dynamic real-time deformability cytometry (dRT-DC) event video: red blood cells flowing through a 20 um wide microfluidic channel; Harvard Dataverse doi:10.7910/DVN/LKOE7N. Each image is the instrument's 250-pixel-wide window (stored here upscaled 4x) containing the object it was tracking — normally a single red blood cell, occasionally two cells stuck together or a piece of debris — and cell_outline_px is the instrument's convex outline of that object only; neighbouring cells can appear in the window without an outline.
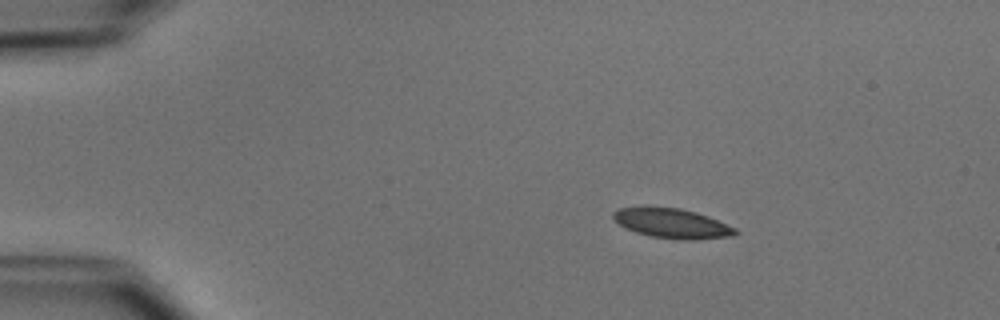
{"species": "common noctule bat (a hibernating species)", "species_latin": "Nyctalus noctula", "temperature_condition": "cold", "stored_images_in_passage": 44, "camera_frame_rate_fps": 3000, "um_per_image_px": 0.085, "animal": {"sex": "male", "body_mass_g": 15.6}, "frame": {"image": 1, "passage_image": 1, "time_ms": 0.0, "image_size_px": [1000, 320], "cell_outline_px": [[740, 232], [732, 236], [688, 240], [680, 240], [652, 236], [636, 232], [620, 224], [612, 216], [612, 212], [620, 208], [644, 204], [680, 208], [696, 212], [708, 216], [736, 228]], "centroid_in_image_um": [57.1, 18.94], "position_along_channel_um": 27.9, "area_um2": 21.5}}
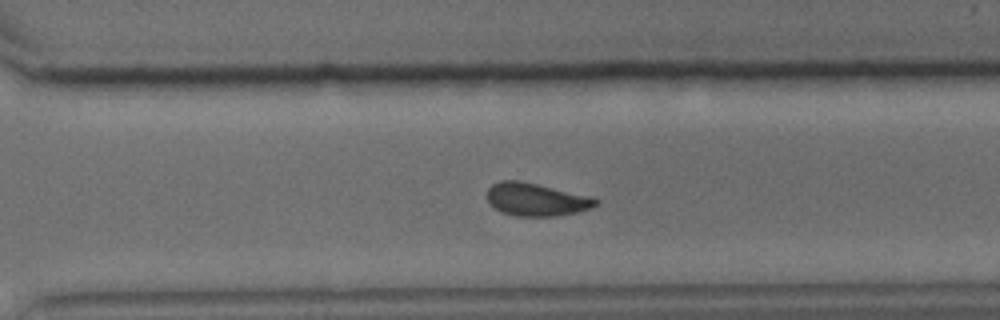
{"frame": {"image": 2, "passage_image": 29, "time_ms": 9.333, "image_size_px": [1000, 320], "cell_outline_px": [[600, 200], [596, 204], [588, 208], [576, 212], [556, 216], [516, 216], [500, 212], [488, 204], [484, 196], [488, 188], [492, 184], [500, 180], [520, 180], [592, 196]], "centroid_in_image_um": [45.5, 16.94], "position_along_channel_um": 325.1, "area_um2": 21.15}}
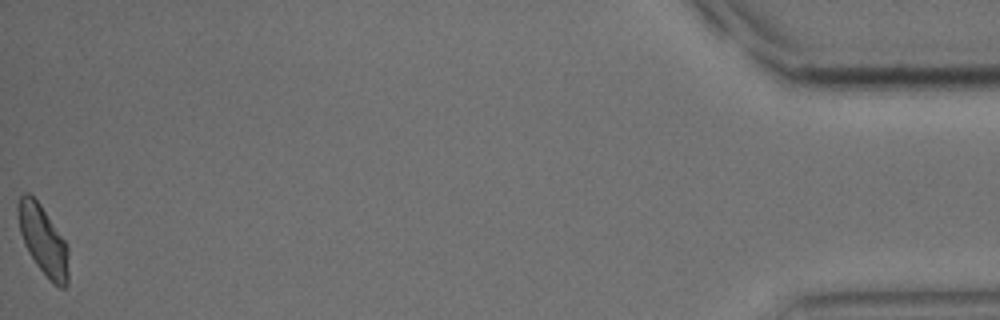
{"frame": {"image": 3, "passage_image": 44, "time_ms": 14.333, "image_size_px": [1000, 320], "cell_outline_px": [[68, 284], [64, 288], [60, 288], [52, 284], [36, 264], [28, 252], [24, 244], [20, 232], [16, 212], [16, 204], [20, 196], [24, 192], [28, 192], [40, 204], [68, 244]], "centroid_in_image_um": [3.66, 20.43], "position_along_channel_um": 431.5, "area_um2": 20.75}, "authors_computed_cell_mechanics": {"area_um2": 21.1548, "velocity_mm_per_s": 3.9166, "shape_relaxation_time_tau1_ms": 3.0549, "shape_relaxation_time_tau2_ms": 2.5231, "deformation_change_tau1": 0.0946, "deformation_change_tau2": 0.076}}